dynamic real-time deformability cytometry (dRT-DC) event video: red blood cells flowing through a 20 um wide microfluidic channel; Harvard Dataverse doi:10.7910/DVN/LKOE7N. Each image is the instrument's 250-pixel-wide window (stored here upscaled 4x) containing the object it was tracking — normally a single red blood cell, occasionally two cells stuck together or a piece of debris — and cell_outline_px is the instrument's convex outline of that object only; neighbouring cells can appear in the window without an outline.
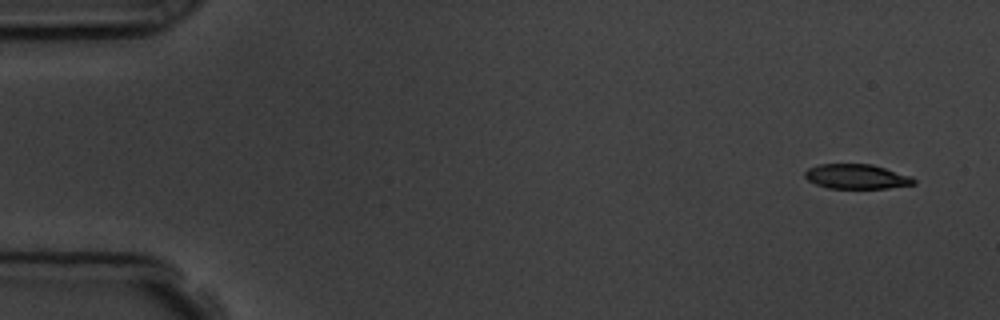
{"species": "common noctule bat (a hibernating species)", "species_latin": "Nyctalus noctula", "temperature_condition": "room temperature", "stored_images_in_passage": 5, "camera_frame_rate_fps": 3000, "um_per_image_px": 0.085, "animal": {"sex": "male", "body_mass_g": 19.5, "forearm_length_mm": 54.6}, "frame": {"image": 1, "passage_image": 1, "time_ms": 0.0, "image_size_px": [1000, 320], "cell_outline_px": [[916, 184], [888, 188], [828, 188], [816, 184], [808, 180], [804, 176], [804, 172], [808, 168], [820, 164], [872, 164], [912, 176], [916, 180]], "centroid_in_image_um": [72.83, 15.0], "position_along_channel_um": 12.2, "area_um2": 15.72}}